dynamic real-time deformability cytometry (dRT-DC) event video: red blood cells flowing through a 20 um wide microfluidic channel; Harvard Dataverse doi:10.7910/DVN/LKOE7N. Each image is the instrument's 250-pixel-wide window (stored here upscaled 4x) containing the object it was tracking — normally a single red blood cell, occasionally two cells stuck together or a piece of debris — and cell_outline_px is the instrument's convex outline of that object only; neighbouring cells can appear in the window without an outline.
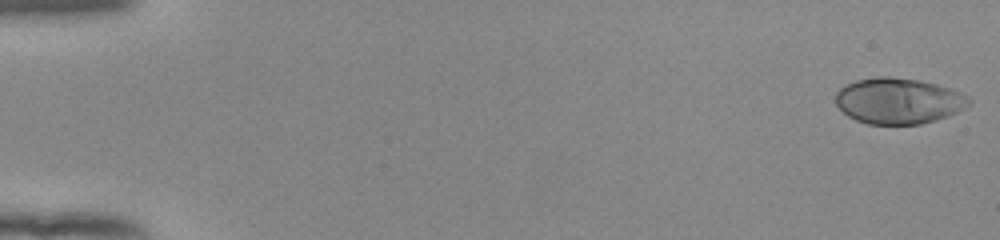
{"species": "human", "species_latin": "Homo sapiens", "temperature_condition": "room temperature", "stored_images_in_passage": 53, "camera_frame_rate_fps": 3000, "um_per_image_px": 0.085, "donor": {"sex": "female"}, "frame": {"image": 1, "passage_image": 1, "time_ms": 0.0, "image_size_px": [1000, 240], "cell_outline_px": [[972, 104], [948, 116], [936, 120], [920, 124], [868, 124], [856, 120], [848, 116], [836, 104], [836, 92], [844, 84], [856, 80], [876, 76], [892, 76], [920, 80], [952, 88], [968, 96], [972, 100]], "centroid_in_image_um": [76.38, 8.56], "position_along_channel_um": 8.6, "area_um2": 36.01}}
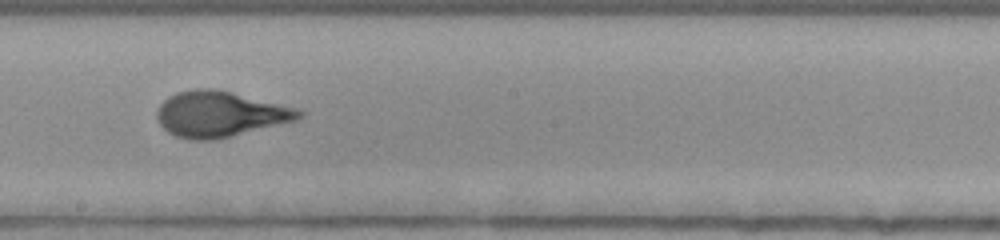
{"frame": {"image": 2, "passage_image": 31, "time_ms": 10.0, "image_size_px": [1000, 240], "cell_outline_px": [[308, 112], [300, 120], [212, 140], [188, 140], [176, 136], [168, 132], [156, 120], [156, 112], [160, 104], [168, 96], [176, 92], [196, 88], [212, 88], [232, 92], [300, 108]], "centroid_in_image_um": [18.74, 9.69], "position_along_channel_um": 229.5, "area_um2": 38.26}}
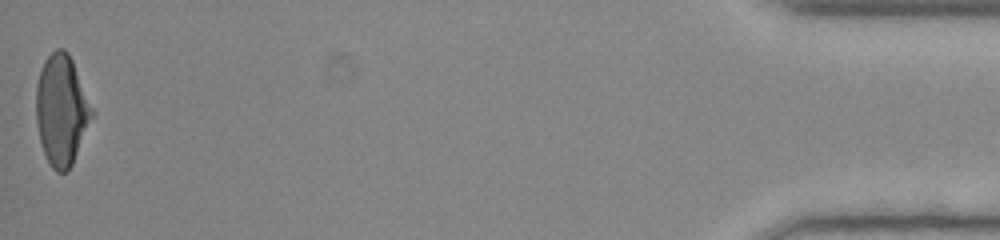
{"frame": {"image": 3, "passage_image": 53, "time_ms": 17.333, "image_size_px": [1000, 240], "cell_outline_px": [[96, 112], [72, 164], [64, 172], [56, 172], [52, 168], [40, 144], [36, 120], [36, 84], [44, 60], [56, 48], [64, 48], [68, 52], [72, 60]], "centroid_in_image_um": [5.25, 9.34], "position_along_channel_um": 429.9, "area_um2": 36.24}, "authors_computed_cell_mechanics": {"area_um2": 36.0672, "velocity_mm_per_s": 3.9291, "shape_relaxation_time_tau1_ms": 4.365, "shape_relaxation_time_tau2_ms": null, "deformation_change_tau1": 0.2087, "deformation_change_tau2": null}}